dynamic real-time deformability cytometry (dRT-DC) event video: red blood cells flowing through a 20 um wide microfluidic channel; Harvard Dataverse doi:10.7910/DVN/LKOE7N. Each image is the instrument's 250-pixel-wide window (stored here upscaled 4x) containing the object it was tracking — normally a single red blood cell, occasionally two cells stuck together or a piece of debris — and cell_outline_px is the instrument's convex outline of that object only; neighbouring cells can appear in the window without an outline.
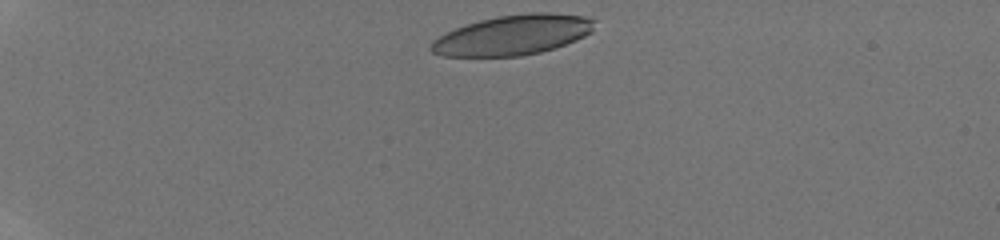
{"species": "human", "species_latin": "Homo sapiens", "temperature_condition": "room temperature", "stored_images_in_passage": 65, "camera_frame_rate_fps": 3000, "um_per_image_px": 0.085, "donor": {"sex": "male"}, "frame": {"image": 1, "passage_image": 1, "time_ms": 0.0, "image_size_px": [1000, 240], "cell_outline_px": [[596, 20], [592, 32], [576, 40], [540, 52], [520, 56], [444, 56], [432, 52], [428, 48], [432, 40], [456, 28], [480, 20], [500, 16], [528, 12], [548, 12], [584, 16]], "centroid_in_image_um": [43.6, 2.97], "position_along_channel_um": 41.4, "area_um2": 37.86}}
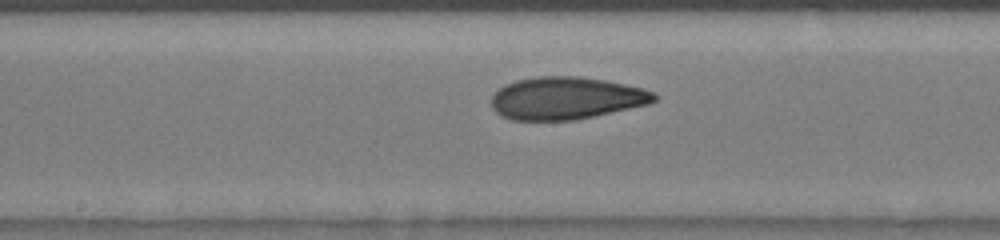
{"frame": {"image": 2, "passage_image": 36, "time_ms": 5.667, "image_size_px": [1000, 240], "cell_outline_px": [[660, 96], [656, 100], [648, 104], [576, 120], [512, 120], [500, 116], [492, 108], [492, 96], [504, 84], [516, 80], [540, 76], [576, 76], [604, 80], [644, 88], [656, 92]], "centroid_in_image_um": [48.14, 8.35], "position_along_channel_um": 200.1, "area_um2": 40.4}}
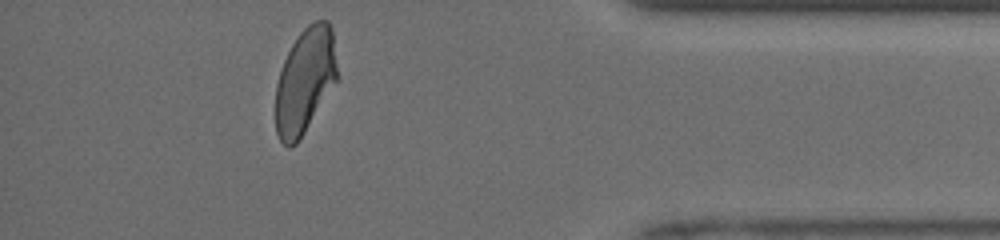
{"frame": {"image": 3, "passage_image": 62, "time_ms": 11.333, "image_size_px": [1000, 240], "cell_outline_px": [[336, 80], [304, 132], [296, 144], [288, 148], [280, 140], [276, 132], [276, 84], [284, 60], [292, 44], [300, 32], [308, 24], [316, 20], [328, 20], [332, 28], [336, 68]], "centroid_in_image_um": [25.9, 6.85], "position_along_channel_um": 409.3, "area_um2": 37.11}, "authors_computed_cell_mechanics": {"area_um2": 39.7664, "velocity_mm_per_s": 4.1314, "shape_relaxation_time_tau1_ms": 6.3772, "shape_relaxation_time_tau2_ms": 1.8543, "deformation_change_tau1": 0.2209, "deformation_change_tau2": 0.0851}}